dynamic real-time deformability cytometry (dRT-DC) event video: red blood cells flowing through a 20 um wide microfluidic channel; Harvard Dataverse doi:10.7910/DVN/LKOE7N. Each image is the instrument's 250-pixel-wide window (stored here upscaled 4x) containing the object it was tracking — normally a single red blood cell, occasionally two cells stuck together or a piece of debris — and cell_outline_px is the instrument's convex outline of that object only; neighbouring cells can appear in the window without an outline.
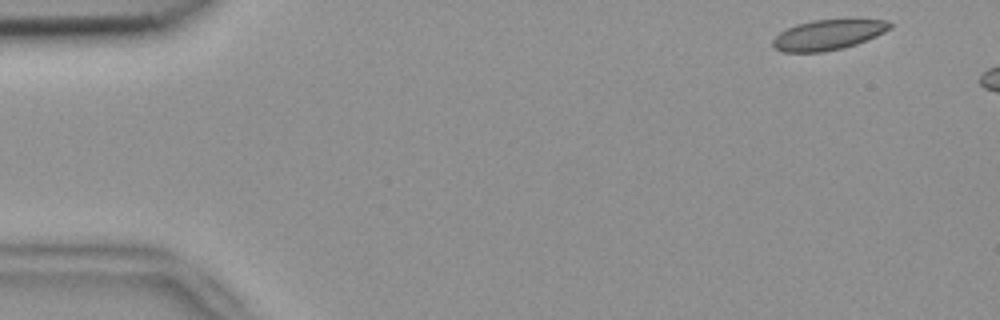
{"species": "common noctule bat (a hibernating species)", "species_latin": "Nyctalus noctula", "temperature_condition": "room temperature", "stored_images_in_passage": 6, "camera_frame_rate_fps": 3000, "um_per_image_px": 0.085, "animal": {"sex": "female", "body_mass_g": 18.4}, "frame": {"image": 1, "passage_image": 1, "time_ms": 0.0, "image_size_px": [1000, 320], "cell_outline_px": [[892, 28], [876, 36], [856, 44], [844, 48], [824, 52], [780, 52], [772, 48], [772, 40], [780, 32], [796, 24], [812, 20], [888, 20], [892, 24]], "centroid_in_image_um": [70.35, 2.97], "position_along_channel_um": 14.6, "area_um2": 20.63}}